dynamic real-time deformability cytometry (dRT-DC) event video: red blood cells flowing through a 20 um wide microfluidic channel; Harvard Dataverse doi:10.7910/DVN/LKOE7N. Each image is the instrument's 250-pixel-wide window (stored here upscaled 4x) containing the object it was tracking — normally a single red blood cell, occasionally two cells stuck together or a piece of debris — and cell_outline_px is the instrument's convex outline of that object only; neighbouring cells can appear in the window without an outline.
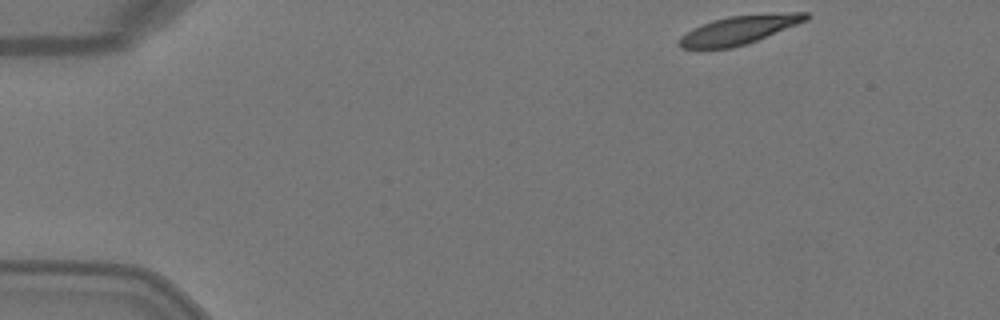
{"species": "Egyptian fruit bat (a non-hibernating species)", "species_latin": "Rousettus aegyptiacus", "temperature_condition": "warm", "stored_images_in_passage": 6, "camera_frame_rate_fps": 3000, "um_per_image_px": 0.085, "animal": {"sex": "female"}, "frame": {"image": 1, "passage_image": 1, "time_ms": 0.0, "image_size_px": [1000, 320], "cell_outline_px": [[812, 16], [808, 20], [756, 40], [732, 48], [680, 48], [676, 44], [680, 36], [692, 28], [712, 20], [728, 16], [788, 12], [808, 12]], "centroid_in_image_um": [62.81, 2.53], "position_along_channel_um": 22.2, "area_um2": 21.1}}
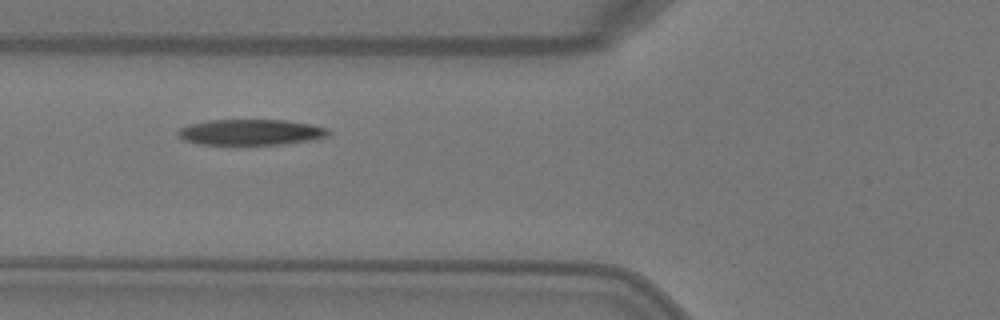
{"frame": {"image": 2, "passage_image": 4, "time_ms": 1.0, "image_size_px": [1000, 320], "cell_outline_px": [[332, 132], [328, 136], [308, 140], [280, 144], [236, 148], [200, 144], [184, 140], [176, 132], [180, 128], [188, 124], [208, 120], [288, 120], [328, 128]], "centroid_in_image_um": [21.25, 11.28], "position_along_channel_um": 104.5, "area_um2": 23.58}}
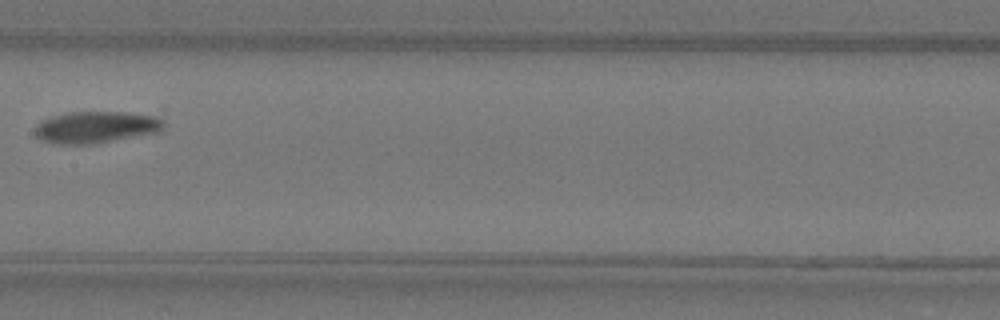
{"frame": {"image": 3, "passage_image": 6, "time_ms": 1.667, "image_size_px": [1000, 320], "cell_outline_px": [[168, 124], [160, 132], [92, 144], [52, 144], [40, 140], [36, 136], [36, 124], [52, 116], [64, 112], [128, 112], [152, 116], [164, 120]], "centroid_in_image_um": [8.17, 10.81], "position_along_channel_um": 199.2, "area_um2": 24.04}}